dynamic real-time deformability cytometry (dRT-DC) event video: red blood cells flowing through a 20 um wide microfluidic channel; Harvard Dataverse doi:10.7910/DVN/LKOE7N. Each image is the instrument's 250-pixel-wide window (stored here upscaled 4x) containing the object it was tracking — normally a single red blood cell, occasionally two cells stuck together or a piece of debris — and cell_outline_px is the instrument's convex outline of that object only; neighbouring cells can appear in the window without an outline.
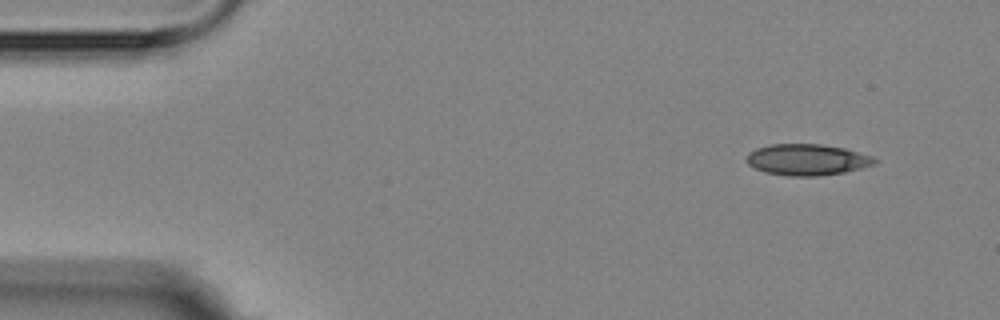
{"species": "Egyptian fruit bat (a non-hibernating species)", "species_latin": "Rousettus aegyptiacus", "temperature_condition": "room temperature", "stored_images_in_passage": 2, "camera_frame_rate_fps": 3000, "um_per_image_px": 0.085, "animal": {"sex": "female"}, "frame": {"image": 1, "passage_image": 2, "time_ms": 2.0, "image_size_px": [1000, 320], "cell_outline_px": [[880, 160], [876, 164], [844, 172], [816, 176], [788, 176], [764, 172], [748, 164], [748, 152], [756, 148], [772, 144], [820, 144], [844, 148], [872, 156]], "centroid_in_image_um": [68.63, 13.57], "position_along_channel_um": 16.4, "area_um2": 23.24}}